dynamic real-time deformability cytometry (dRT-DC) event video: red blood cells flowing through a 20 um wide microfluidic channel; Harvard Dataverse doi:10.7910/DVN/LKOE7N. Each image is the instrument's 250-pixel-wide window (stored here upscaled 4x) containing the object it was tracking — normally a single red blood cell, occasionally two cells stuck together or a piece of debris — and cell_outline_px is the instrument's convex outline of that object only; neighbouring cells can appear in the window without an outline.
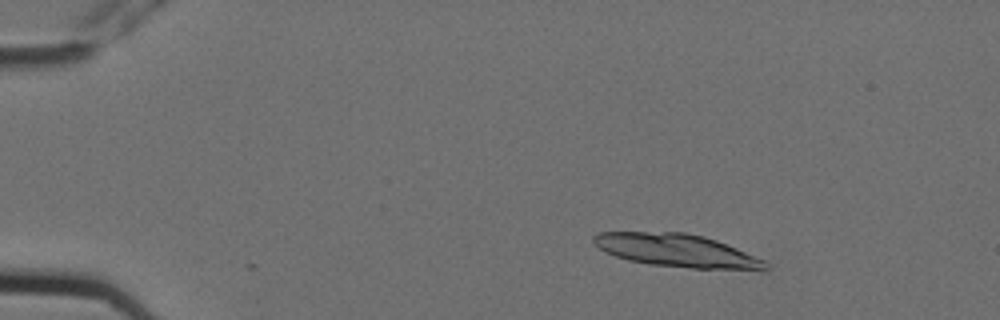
{"species": "Egyptian fruit bat (a non-hibernating species)", "species_latin": "Rousettus aegyptiacus", "temperature_condition": "cold", "stored_images_in_passage": 5, "segment_of_instrument_passage": [1, 2], "camera_frame_rate_fps": 3000, "um_per_image_px": 0.085, "animal": {"sex": "female"}, "frame": {"image": 1, "passage_image": 2, "time_ms": 0.333, "image_size_px": [1000, 320], "cell_outline_px": [[772, 268], [768, 272], [760, 272], [692, 268], [648, 264], [628, 260], [604, 252], [592, 240], [592, 236], [596, 232], [684, 232], [704, 236], [716, 240], [736, 248], [764, 260]], "centroid_in_image_um": [57.64, 21.33], "position_along_channel_um": 27.4, "area_um2": 33.7}}